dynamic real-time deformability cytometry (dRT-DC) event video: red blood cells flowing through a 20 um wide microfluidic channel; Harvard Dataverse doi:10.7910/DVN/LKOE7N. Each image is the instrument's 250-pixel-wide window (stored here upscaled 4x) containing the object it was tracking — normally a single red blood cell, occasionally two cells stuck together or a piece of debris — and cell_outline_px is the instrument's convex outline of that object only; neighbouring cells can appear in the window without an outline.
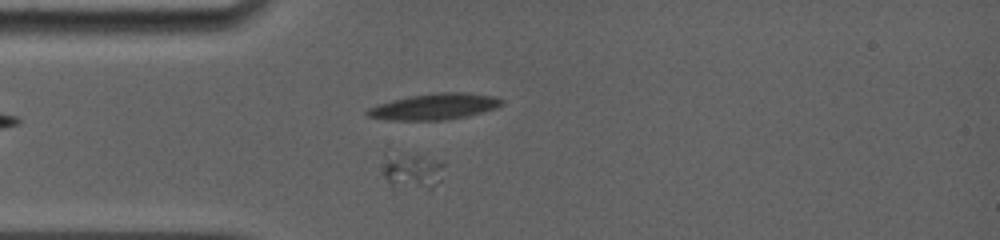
{"species": "common noctule bat (a hibernating species)", "species_latin": "Nyctalus noctula", "temperature_condition": "room temperature", "stored_images_in_passage": 13, "camera_frame_rate_fps": 5000, "um_per_image_px": 0.085, "animal": {"sex": "female", "body_mass_g": 19.0, "forearm_length_mm": 56.7}, "frame": {"image": 1, "passage_image": 6, "time_ms": 1.0, "image_size_px": [1000, 240], "cell_outline_px": [[444, 164], [440, 180], [432, 188], [392, 192], [384, 176], [384, 168], [388, 160], [412, 156], [420, 156]], "centroid_in_image_um": [35.06, 14.74], "position_along_channel_um": 49.9, "area_um2": 12.25}}
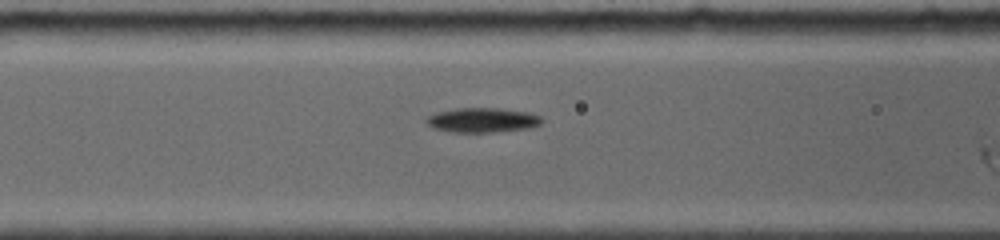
{"frame": {"image": 2, "passage_image": 11, "time_ms": 2.0, "image_size_px": [1000, 240], "cell_outline_px": [[544, 120], [540, 124], [532, 128], [492, 132], [452, 132], [432, 128], [424, 120], [428, 116], [436, 112], [456, 108], [496, 108], [528, 112], [540, 116]], "centroid_in_image_um": [41.0, 10.21], "position_along_channel_um": 125.6, "area_um2": 16.65}}